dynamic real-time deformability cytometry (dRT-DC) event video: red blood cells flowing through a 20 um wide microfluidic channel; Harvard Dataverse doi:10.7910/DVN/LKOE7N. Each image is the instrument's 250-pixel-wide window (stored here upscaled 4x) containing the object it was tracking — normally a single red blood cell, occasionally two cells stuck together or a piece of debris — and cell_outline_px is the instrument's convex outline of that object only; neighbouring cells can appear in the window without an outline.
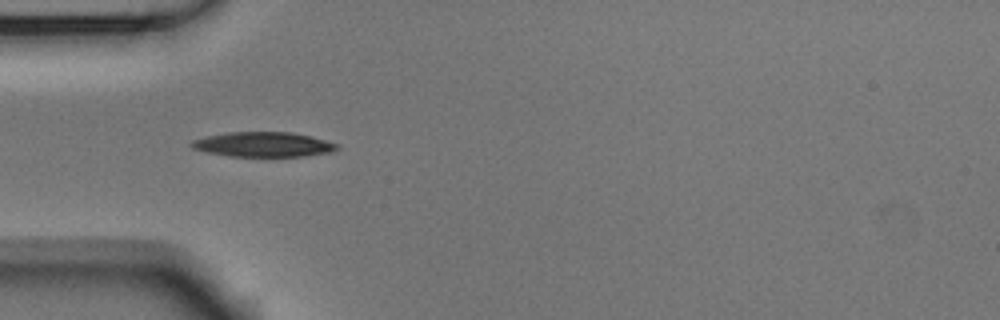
{"species": "Egyptian fruit bat (a non-hibernating species)", "species_latin": "Rousettus aegyptiacus", "temperature_condition": "room temperature", "stored_images_in_passage": 12, "camera_frame_rate_fps": 3000, "um_per_image_px": 0.085, "animal": {"sex": "male"}, "frame": {"image": 1, "passage_image": 3, "time_ms": 0.667, "image_size_px": [1000, 320], "cell_outline_px": [[340, 148], [332, 152], [304, 156], [228, 156], [208, 152], [192, 148], [188, 144], [192, 140], [208, 136], [228, 132], [288, 132], [312, 136], [340, 144]], "centroid_in_image_um": [22.42, 12.28], "position_along_channel_um": 62.6, "area_um2": 21.1}}
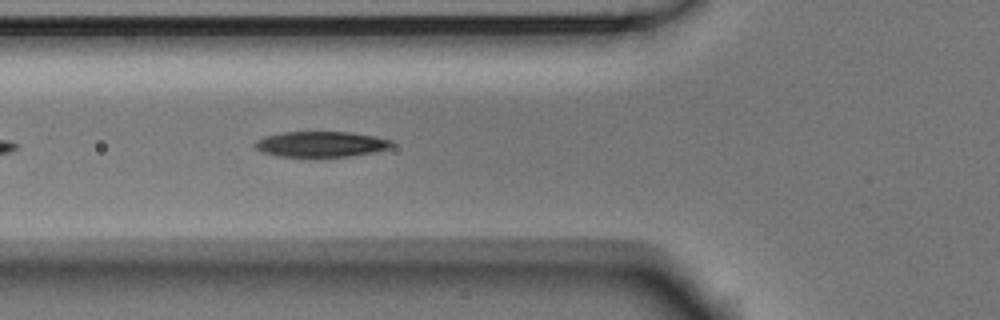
{"frame": {"image": 2, "passage_image": 6, "time_ms": 1.667, "image_size_px": [1000, 320], "cell_outline_px": [[392, 148], [376, 152], [352, 156], [280, 156], [260, 152], [252, 144], [256, 140], [264, 136], [284, 132], [348, 132], [372, 136], [392, 140]], "centroid_in_image_um": [27.27, 12.25], "position_along_channel_um": 98.5, "area_um2": 20.35}}
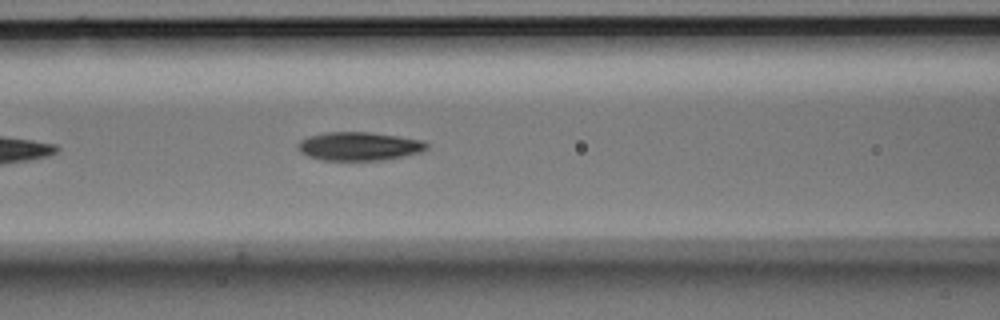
{"frame": {"image": 3, "passage_image": 9, "time_ms": 2.667, "image_size_px": [1000, 320], "cell_outline_px": [[428, 148], [420, 152], [404, 156], [384, 160], [320, 160], [308, 156], [300, 152], [296, 148], [296, 144], [300, 140], [308, 136], [328, 132], [368, 132], [424, 140], [428, 144]], "centroid_in_image_um": [30.49, 12.43], "position_along_channel_um": 136.1, "area_um2": 21.5}}